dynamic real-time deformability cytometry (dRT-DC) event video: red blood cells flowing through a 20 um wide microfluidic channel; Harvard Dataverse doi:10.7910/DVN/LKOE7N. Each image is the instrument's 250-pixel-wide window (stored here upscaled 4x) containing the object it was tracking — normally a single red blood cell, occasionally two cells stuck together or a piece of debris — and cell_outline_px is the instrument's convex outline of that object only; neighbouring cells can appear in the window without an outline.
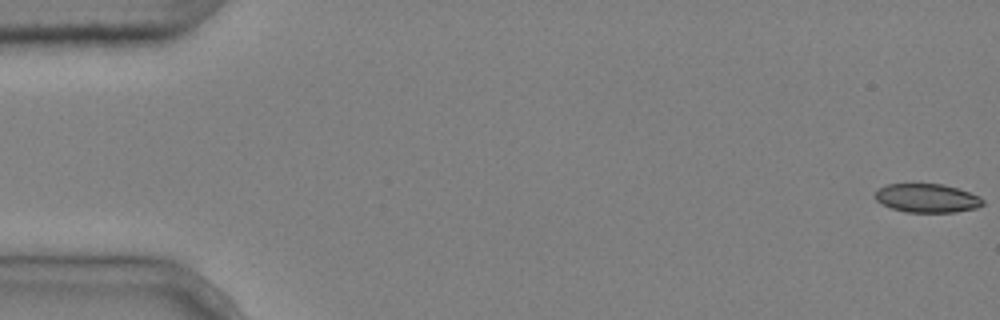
{"species": "common noctule bat (a hibernating species)", "species_latin": "Nyctalus noctula", "temperature_condition": "cold", "stored_images_in_passage": 6, "camera_frame_rate_fps": 3000, "um_per_image_px": 0.085, "animal": {"sex": "male", "body_mass_g": 20.4}, "frame": {"image": 1, "passage_image": 1, "time_ms": 0.0, "image_size_px": [1000, 320], "cell_outline_px": [[984, 204], [976, 208], [956, 212], [904, 212], [892, 208], [876, 200], [876, 192], [880, 188], [888, 184], [944, 184], [980, 196], [984, 200]], "centroid_in_image_um": [78.84, 16.85], "position_along_channel_um": 6.2, "area_um2": 17.86}}
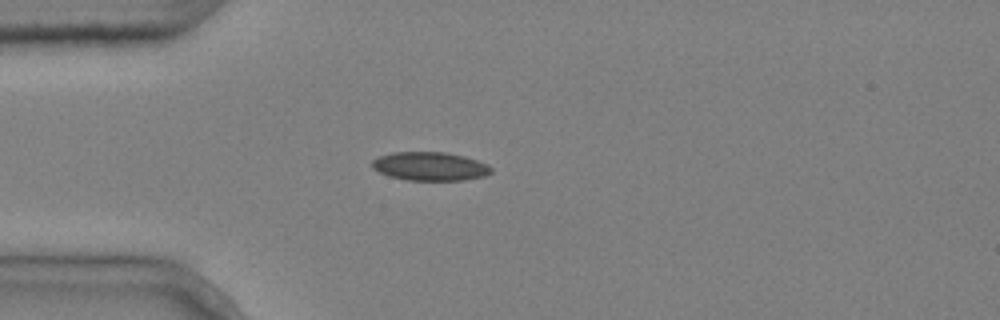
{"frame": {"image": 2, "passage_image": 5, "time_ms": 1.333, "image_size_px": [1000, 320], "cell_outline_px": [[492, 172], [484, 176], [464, 180], [408, 180], [388, 176], [372, 168], [372, 160], [380, 156], [392, 152], [444, 152], [464, 156], [488, 164], [492, 168]], "centroid_in_image_um": [36.55, 14.13], "position_along_channel_um": 48.4, "area_um2": 19.83}}